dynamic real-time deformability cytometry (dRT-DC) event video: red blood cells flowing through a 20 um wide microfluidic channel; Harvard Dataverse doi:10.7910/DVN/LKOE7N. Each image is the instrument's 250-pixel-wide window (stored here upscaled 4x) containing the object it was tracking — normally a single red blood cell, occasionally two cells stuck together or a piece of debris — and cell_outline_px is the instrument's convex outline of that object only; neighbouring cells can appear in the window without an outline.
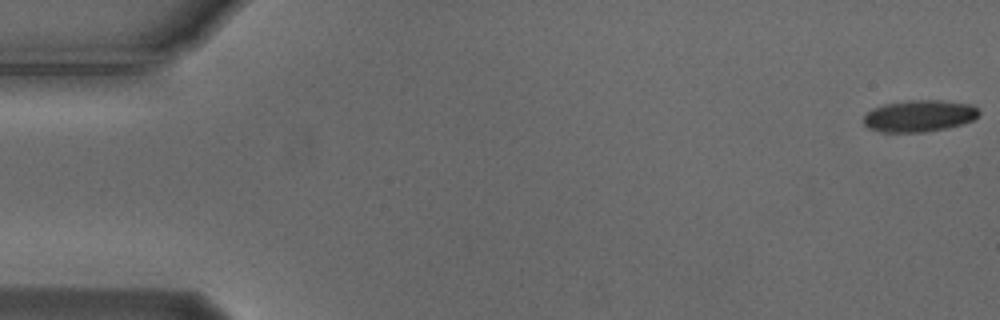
{"species": "Egyptian fruit bat (a non-hibernating species)", "species_latin": "Rousettus aegyptiacus", "temperature_condition": "cold", "stored_images_in_passage": 30, "camera_frame_rate_fps": 3000, "um_per_image_px": 0.085, "animal": {"sex": "male"}, "frame": {"image": 1, "passage_image": 1, "time_ms": 0.0, "image_size_px": [1000, 320], "cell_outline_px": [[980, 116], [964, 124], [948, 128], [924, 132], [880, 132], [868, 128], [864, 124], [864, 116], [872, 108], [884, 104], [908, 100], [940, 100], [972, 104], [980, 112]], "centroid_in_image_um": [78.15, 9.85], "position_along_channel_um": 6.8, "area_um2": 21.56}}
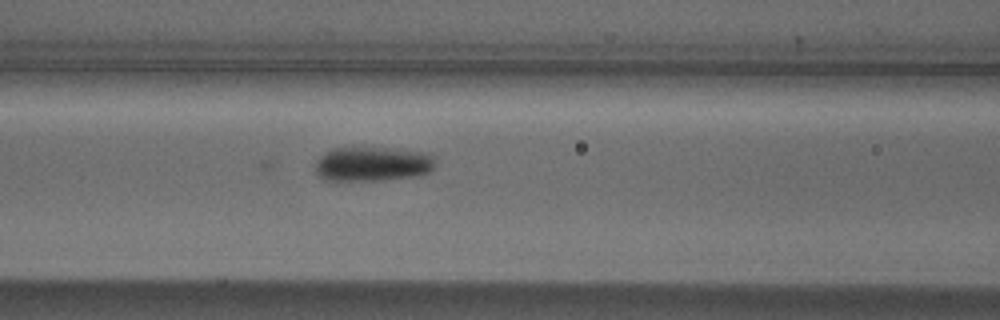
{"frame": {"image": 2, "passage_image": 23, "time_ms": 7.333, "image_size_px": [1000, 320], "cell_outline_px": [[436, 164], [428, 172], [412, 176], [380, 180], [324, 180], [316, 172], [316, 160], [324, 152], [332, 148], [384, 148], [428, 152], [436, 156]], "centroid_in_image_um": [31.68, 13.92], "position_along_channel_um": 134.9, "area_um2": 24.1}}
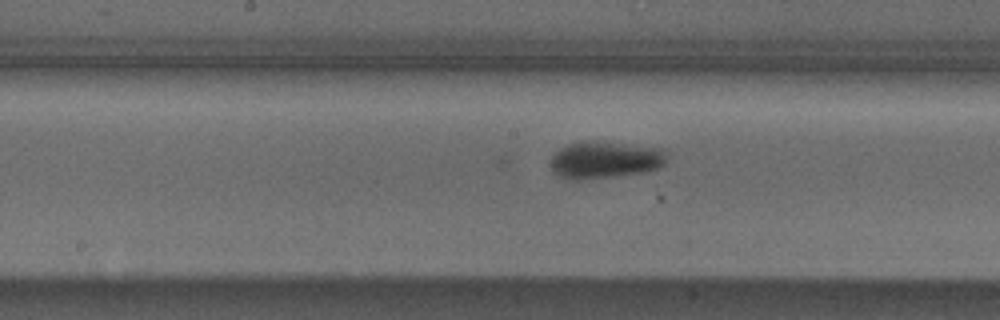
{"frame": {"image": 3, "passage_image": 28, "time_ms": 9.0, "image_size_px": [1000, 320], "cell_outline_px": [[668, 160], [664, 164], [656, 168], [644, 172], [580, 180], [572, 180], [560, 176], [552, 172], [552, 156], [560, 148], [568, 144], [592, 140], [660, 148], [664, 152]], "centroid_in_image_um": [51.4, 13.58], "position_along_channel_um": 196.8, "area_um2": 24.85}}